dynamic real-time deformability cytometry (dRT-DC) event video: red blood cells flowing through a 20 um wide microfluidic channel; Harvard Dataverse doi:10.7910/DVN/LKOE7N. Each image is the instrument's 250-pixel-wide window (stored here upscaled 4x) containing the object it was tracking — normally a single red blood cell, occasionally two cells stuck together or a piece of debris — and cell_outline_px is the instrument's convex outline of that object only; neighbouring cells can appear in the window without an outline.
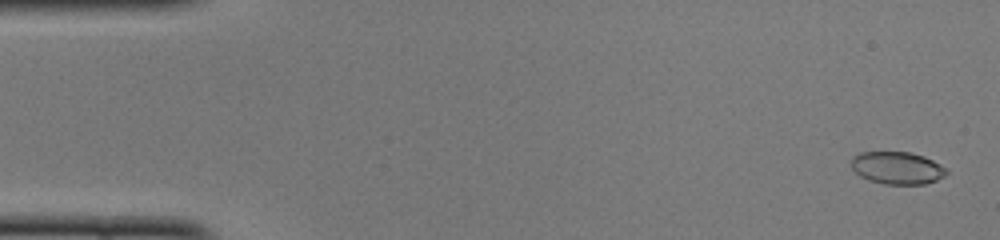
{"species": "common noctule bat (a hibernating species)", "species_latin": "Nyctalus noctula", "temperature_condition": "cold", "stored_images_in_passage": 50, "camera_frame_rate_fps": 3000, "um_per_image_px": 0.085, "animal": {"sex": "female", "body_mass_g": 22.0, "forearm_length_mm": 56.7}, "frame": {"image": 1, "passage_image": 2, "time_ms": 0.333, "image_size_px": [1000, 240], "cell_outline_px": [[948, 172], [944, 176], [936, 180], [924, 184], [884, 184], [868, 180], [860, 176], [852, 168], [852, 156], [860, 152], [912, 152], [924, 156], [940, 164]], "centroid_in_image_um": [76.25, 14.27], "position_along_channel_um": 8.8, "area_um2": 17.98}}
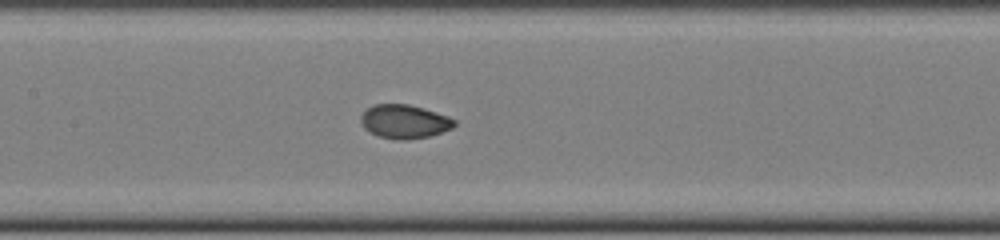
{"frame": {"image": 2, "passage_image": 24, "time_ms": 7.667, "image_size_px": [1000, 240], "cell_outline_px": [[456, 124], [452, 128], [428, 136], [400, 140], [396, 140], [380, 136], [364, 128], [360, 120], [360, 116], [368, 108], [376, 104], [408, 104], [424, 108], [448, 116], [456, 120]], "centroid_in_image_um": [34.38, 10.32], "position_along_channel_um": 173.0, "area_um2": 18.15}}
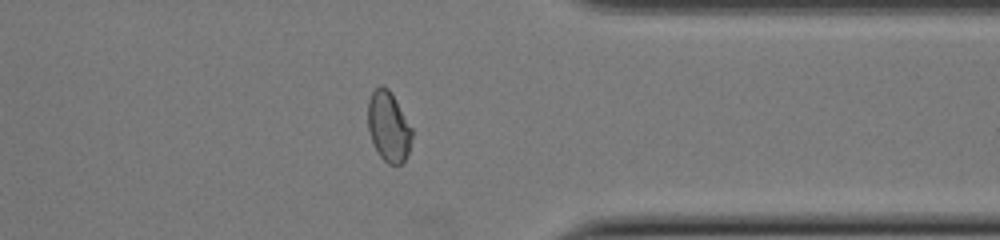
{"frame": {"image": 3, "passage_image": 40, "time_ms": 13.0, "image_size_px": [1000, 240], "cell_outline_px": [[412, 136], [408, 156], [400, 164], [388, 164], [380, 156], [372, 140], [368, 128], [368, 100], [372, 92], [380, 84], [384, 84], [388, 88], [412, 128]], "centroid_in_image_um": [33.03, 10.75], "position_along_channel_um": 378.4, "area_um2": 17.86}, "authors_computed_cell_mechanics": {"area_um2": 18.4382, "velocity_mm_per_s": 3.9964, "shape_relaxation_time_tau1_ms": 4.3915, "shape_relaxation_time_tau2_ms": null, "deformation_change_tau1": 0.1535, "deformation_change_tau2": null}}